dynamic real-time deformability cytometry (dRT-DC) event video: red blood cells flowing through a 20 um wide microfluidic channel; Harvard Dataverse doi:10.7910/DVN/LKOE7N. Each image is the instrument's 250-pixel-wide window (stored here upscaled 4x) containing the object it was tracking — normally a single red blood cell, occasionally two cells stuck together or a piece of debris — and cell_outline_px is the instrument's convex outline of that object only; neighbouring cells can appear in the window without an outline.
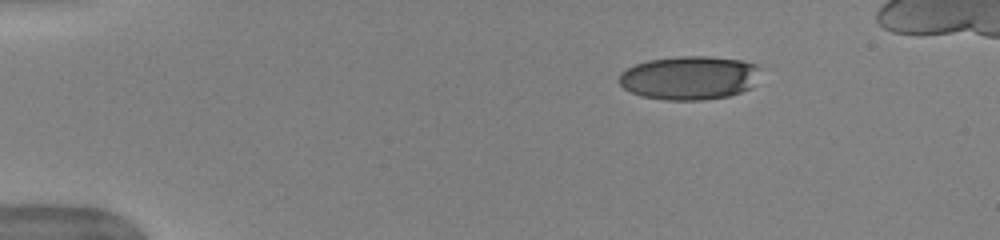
{"species": "human", "species_latin": "Homo sapiens", "temperature_condition": "warm", "stored_images_in_passage": 44, "camera_frame_rate_fps": 3000, "um_per_image_px": 0.085, "donor": {"sex": "female"}, "frame": {"image": 1, "passage_image": 1, "time_ms": 0.0, "image_size_px": [1000, 240], "cell_outline_px": [[760, 68], [752, 88], [728, 96], [704, 100], [664, 100], [640, 96], [624, 88], [620, 84], [620, 72], [636, 64], [648, 60], [676, 56], [708, 56], [744, 60], [756, 64]], "centroid_in_image_um": [58.61, 6.61], "position_along_channel_um": 26.4, "area_um2": 36.18}}
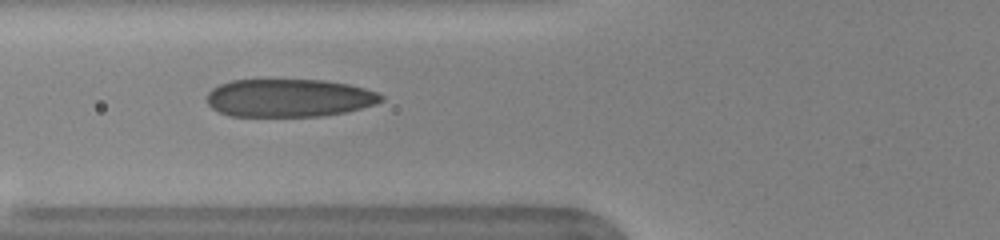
{"frame": {"image": 2, "passage_image": 13, "time_ms": 4.0, "image_size_px": [1000, 240], "cell_outline_px": [[384, 100], [376, 104], [344, 112], [324, 116], [228, 116], [212, 108], [208, 104], [208, 92], [212, 88], [220, 84], [232, 80], [324, 80], [348, 84], [364, 88], [376, 92], [384, 96]], "centroid_in_image_um": [24.57, 8.33], "position_along_channel_um": 101.2, "area_um2": 38.55}}
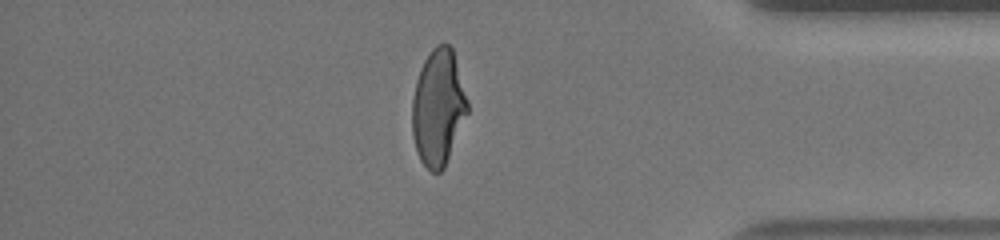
{"frame": {"image": 3, "passage_image": 37, "time_ms": 12.0, "image_size_px": [1000, 240], "cell_outline_px": [[468, 112], [444, 168], [440, 172], [432, 172], [420, 160], [412, 136], [412, 100], [416, 80], [420, 68], [424, 60], [432, 48], [436, 44], [448, 44], [452, 48], [468, 100]], "centroid_in_image_um": [37.24, 9.13], "position_along_channel_um": 398.0, "area_um2": 37.34}}